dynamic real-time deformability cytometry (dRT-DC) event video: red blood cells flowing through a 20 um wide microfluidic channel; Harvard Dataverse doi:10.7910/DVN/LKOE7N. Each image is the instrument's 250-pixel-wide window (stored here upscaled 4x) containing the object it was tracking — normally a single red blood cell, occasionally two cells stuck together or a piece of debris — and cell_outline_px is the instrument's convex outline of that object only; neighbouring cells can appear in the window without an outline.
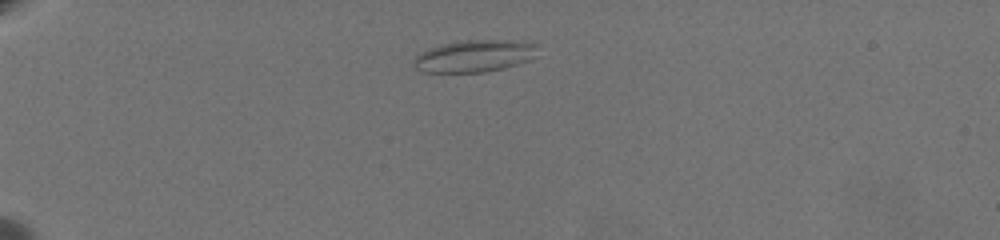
{"species": "common noctule bat (a hibernating species)", "species_latin": "Nyctalus noctula", "temperature_condition": "warm", "stored_images_in_passage": 48, "camera_frame_rate_fps": 3000, "um_per_image_px": 0.085, "animal": {"sex": "female", "body_mass_g": 19.5, "forearm_length_mm": 54.1}, "frame": {"image": 1, "passage_image": 2, "time_ms": 0.333, "image_size_px": [1000, 240], "cell_outline_px": [[536, 44], [528, 60], [516, 64], [484, 72], [420, 72], [412, 64], [412, 60], [420, 52], [428, 48], [460, 40], [484, 40]], "centroid_in_image_um": [40.13, 4.78], "position_along_channel_um": 44.9, "area_um2": 22.31}}
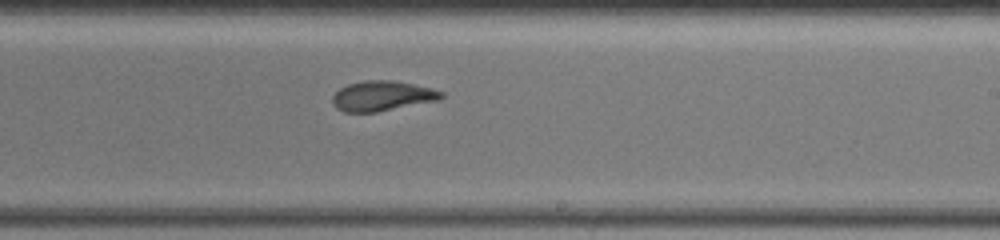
{"frame": {"image": 2, "passage_image": 26, "time_ms": 8.333, "image_size_px": [1000, 240], "cell_outline_px": [[444, 96], [440, 100], [376, 112], [344, 112], [336, 108], [332, 104], [332, 96], [340, 88], [348, 84], [364, 80], [396, 80], [432, 88], [444, 92]], "centroid_in_image_um": [32.5, 8.15], "position_along_channel_um": 256.5, "area_um2": 19.25}}
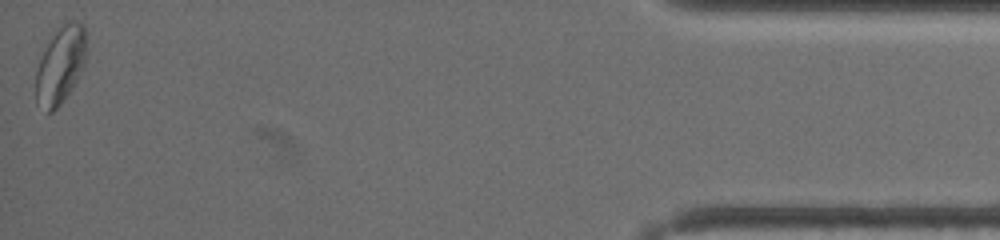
{"frame": {"image": 3, "passage_image": 48, "time_ms": 15.667, "image_size_px": [1000, 240], "cell_outline_px": [[84, 64], [76, 80], [60, 104], [52, 112], [48, 112], [36, 100], [36, 72], [40, 60], [48, 44], [56, 32], [64, 24], [72, 20], [80, 24], [84, 28]], "centroid_in_image_um": [5.12, 5.56], "position_along_channel_um": 430.1, "area_um2": 21.44}, "authors_computed_cell_mechanics": {"area_um2": 19.5364, "velocity_mm_per_s": 3.3574, "shape_relaxation_time_tau1_ms": 9.8769, "shape_relaxation_time_tau2_ms": 2.0158, "deformation_change_tau1": 0.1924, "deformation_change_tau2": 0.0792}}